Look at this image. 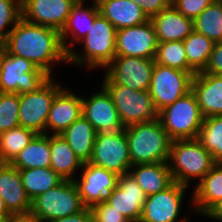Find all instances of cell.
I'll return each mask as SVG.
<instances>
[{
	"label": "cell",
	"mask_w": 222,
	"mask_h": 222,
	"mask_svg": "<svg viewBox=\"0 0 222 222\" xmlns=\"http://www.w3.org/2000/svg\"><path fill=\"white\" fill-rule=\"evenodd\" d=\"M150 20L158 42L183 41L194 31V20L183 16L173 5Z\"/></svg>",
	"instance_id": "22"
},
{
	"label": "cell",
	"mask_w": 222,
	"mask_h": 222,
	"mask_svg": "<svg viewBox=\"0 0 222 222\" xmlns=\"http://www.w3.org/2000/svg\"><path fill=\"white\" fill-rule=\"evenodd\" d=\"M146 194L130 173L118 176L117 185L106 203L129 222H139Z\"/></svg>",
	"instance_id": "18"
},
{
	"label": "cell",
	"mask_w": 222,
	"mask_h": 222,
	"mask_svg": "<svg viewBox=\"0 0 222 222\" xmlns=\"http://www.w3.org/2000/svg\"><path fill=\"white\" fill-rule=\"evenodd\" d=\"M22 18L26 21L61 30L64 28L68 15L75 0H20Z\"/></svg>",
	"instance_id": "16"
},
{
	"label": "cell",
	"mask_w": 222,
	"mask_h": 222,
	"mask_svg": "<svg viewBox=\"0 0 222 222\" xmlns=\"http://www.w3.org/2000/svg\"><path fill=\"white\" fill-rule=\"evenodd\" d=\"M157 47L158 39L151 20L117 30L116 56L155 59Z\"/></svg>",
	"instance_id": "14"
},
{
	"label": "cell",
	"mask_w": 222,
	"mask_h": 222,
	"mask_svg": "<svg viewBox=\"0 0 222 222\" xmlns=\"http://www.w3.org/2000/svg\"><path fill=\"white\" fill-rule=\"evenodd\" d=\"M131 164L169 162L172 140L158 118L124 128Z\"/></svg>",
	"instance_id": "2"
},
{
	"label": "cell",
	"mask_w": 222,
	"mask_h": 222,
	"mask_svg": "<svg viewBox=\"0 0 222 222\" xmlns=\"http://www.w3.org/2000/svg\"><path fill=\"white\" fill-rule=\"evenodd\" d=\"M117 29L101 14L93 22L92 28L83 40V55L74 51L68 53V62L87 67H107L116 56Z\"/></svg>",
	"instance_id": "6"
},
{
	"label": "cell",
	"mask_w": 222,
	"mask_h": 222,
	"mask_svg": "<svg viewBox=\"0 0 222 222\" xmlns=\"http://www.w3.org/2000/svg\"><path fill=\"white\" fill-rule=\"evenodd\" d=\"M0 197L12 214L31 210V200L23 186L20 170L10 163H0Z\"/></svg>",
	"instance_id": "19"
},
{
	"label": "cell",
	"mask_w": 222,
	"mask_h": 222,
	"mask_svg": "<svg viewBox=\"0 0 222 222\" xmlns=\"http://www.w3.org/2000/svg\"><path fill=\"white\" fill-rule=\"evenodd\" d=\"M51 168L64 180H74L73 174L83 163L60 135H50Z\"/></svg>",
	"instance_id": "29"
},
{
	"label": "cell",
	"mask_w": 222,
	"mask_h": 222,
	"mask_svg": "<svg viewBox=\"0 0 222 222\" xmlns=\"http://www.w3.org/2000/svg\"><path fill=\"white\" fill-rule=\"evenodd\" d=\"M5 222H43L31 212L11 214Z\"/></svg>",
	"instance_id": "43"
},
{
	"label": "cell",
	"mask_w": 222,
	"mask_h": 222,
	"mask_svg": "<svg viewBox=\"0 0 222 222\" xmlns=\"http://www.w3.org/2000/svg\"><path fill=\"white\" fill-rule=\"evenodd\" d=\"M50 78L41 88L19 94L20 126L36 134H47L46 122L55 95L63 88Z\"/></svg>",
	"instance_id": "11"
},
{
	"label": "cell",
	"mask_w": 222,
	"mask_h": 222,
	"mask_svg": "<svg viewBox=\"0 0 222 222\" xmlns=\"http://www.w3.org/2000/svg\"><path fill=\"white\" fill-rule=\"evenodd\" d=\"M19 126V94L1 92L0 134Z\"/></svg>",
	"instance_id": "36"
},
{
	"label": "cell",
	"mask_w": 222,
	"mask_h": 222,
	"mask_svg": "<svg viewBox=\"0 0 222 222\" xmlns=\"http://www.w3.org/2000/svg\"><path fill=\"white\" fill-rule=\"evenodd\" d=\"M82 116V97L62 88L54 97L48 119L46 130H53L54 135H60L74 121Z\"/></svg>",
	"instance_id": "20"
},
{
	"label": "cell",
	"mask_w": 222,
	"mask_h": 222,
	"mask_svg": "<svg viewBox=\"0 0 222 222\" xmlns=\"http://www.w3.org/2000/svg\"><path fill=\"white\" fill-rule=\"evenodd\" d=\"M194 189L195 211L205 215L222 199V163H215Z\"/></svg>",
	"instance_id": "26"
},
{
	"label": "cell",
	"mask_w": 222,
	"mask_h": 222,
	"mask_svg": "<svg viewBox=\"0 0 222 222\" xmlns=\"http://www.w3.org/2000/svg\"><path fill=\"white\" fill-rule=\"evenodd\" d=\"M20 175L26 194L31 201L63 180L51 167L20 170Z\"/></svg>",
	"instance_id": "30"
},
{
	"label": "cell",
	"mask_w": 222,
	"mask_h": 222,
	"mask_svg": "<svg viewBox=\"0 0 222 222\" xmlns=\"http://www.w3.org/2000/svg\"><path fill=\"white\" fill-rule=\"evenodd\" d=\"M10 164L19 170L51 167L50 133L37 134Z\"/></svg>",
	"instance_id": "28"
},
{
	"label": "cell",
	"mask_w": 222,
	"mask_h": 222,
	"mask_svg": "<svg viewBox=\"0 0 222 222\" xmlns=\"http://www.w3.org/2000/svg\"><path fill=\"white\" fill-rule=\"evenodd\" d=\"M103 81V87L111 96L124 128L158 118L148 90H133L113 82L107 75Z\"/></svg>",
	"instance_id": "7"
},
{
	"label": "cell",
	"mask_w": 222,
	"mask_h": 222,
	"mask_svg": "<svg viewBox=\"0 0 222 222\" xmlns=\"http://www.w3.org/2000/svg\"><path fill=\"white\" fill-rule=\"evenodd\" d=\"M3 47L10 54L33 62L50 75L53 62H68V54L58 30L26 21L22 17L11 29Z\"/></svg>",
	"instance_id": "1"
},
{
	"label": "cell",
	"mask_w": 222,
	"mask_h": 222,
	"mask_svg": "<svg viewBox=\"0 0 222 222\" xmlns=\"http://www.w3.org/2000/svg\"><path fill=\"white\" fill-rule=\"evenodd\" d=\"M204 216L222 222V199L216 205H214Z\"/></svg>",
	"instance_id": "44"
},
{
	"label": "cell",
	"mask_w": 222,
	"mask_h": 222,
	"mask_svg": "<svg viewBox=\"0 0 222 222\" xmlns=\"http://www.w3.org/2000/svg\"><path fill=\"white\" fill-rule=\"evenodd\" d=\"M214 0H172V5L186 18L195 20Z\"/></svg>",
	"instance_id": "38"
},
{
	"label": "cell",
	"mask_w": 222,
	"mask_h": 222,
	"mask_svg": "<svg viewBox=\"0 0 222 222\" xmlns=\"http://www.w3.org/2000/svg\"><path fill=\"white\" fill-rule=\"evenodd\" d=\"M203 73L222 76V42L214 44L213 51Z\"/></svg>",
	"instance_id": "41"
},
{
	"label": "cell",
	"mask_w": 222,
	"mask_h": 222,
	"mask_svg": "<svg viewBox=\"0 0 222 222\" xmlns=\"http://www.w3.org/2000/svg\"><path fill=\"white\" fill-rule=\"evenodd\" d=\"M169 161L174 182L187 187L190 179L201 181L215 164L211 153L197 139L173 140Z\"/></svg>",
	"instance_id": "3"
},
{
	"label": "cell",
	"mask_w": 222,
	"mask_h": 222,
	"mask_svg": "<svg viewBox=\"0 0 222 222\" xmlns=\"http://www.w3.org/2000/svg\"><path fill=\"white\" fill-rule=\"evenodd\" d=\"M158 119L173 140L197 139L204 116L195 93L191 90L173 104L158 112Z\"/></svg>",
	"instance_id": "5"
},
{
	"label": "cell",
	"mask_w": 222,
	"mask_h": 222,
	"mask_svg": "<svg viewBox=\"0 0 222 222\" xmlns=\"http://www.w3.org/2000/svg\"><path fill=\"white\" fill-rule=\"evenodd\" d=\"M48 222H93V214L91 208L85 207L82 211H79L75 214L50 220Z\"/></svg>",
	"instance_id": "42"
},
{
	"label": "cell",
	"mask_w": 222,
	"mask_h": 222,
	"mask_svg": "<svg viewBox=\"0 0 222 222\" xmlns=\"http://www.w3.org/2000/svg\"><path fill=\"white\" fill-rule=\"evenodd\" d=\"M155 63L182 71H193L188 65L183 41L158 42Z\"/></svg>",
	"instance_id": "35"
},
{
	"label": "cell",
	"mask_w": 222,
	"mask_h": 222,
	"mask_svg": "<svg viewBox=\"0 0 222 222\" xmlns=\"http://www.w3.org/2000/svg\"><path fill=\"white\" fill-rule=\"evenodd\" d=\"M102 88L88 99L82 97V116L92 124L97 133L123 130L124 126L112 98Z\"/></svg>",
	"instance_id": "17"
},
{
	"label": "cell",
	"mask_w": 222,
	"mask_h": 222,
	"mask_svg": "<svg viewBox=\"0 0 222 222\" xmlns=\"http://www.w3.org/2000/svg\"><path fill=\"white\" fill-rule=\"evenodd\" d=\"M214 1L219 2V3H222V0H214Z\"/></svg>",
	"instance_id": "48"
},
{
	"label": "cell",
	"mask_w": 222,
	"mask_h": 222,
	"mask_svg": "<svg viewBox=\"0 0 222 222\" xmlns=\"http://www.w3.org/2000/svg\"><path fill=\"white\" fill-rule=\"evenodd\" d=\"M137 4L151 19L156 14L160 13L162 10L170 7L172 5V0H131Z\"/></svg>",
	"instance_id": "40"
},
{
	"label": "cell",
	"mask_w": 222,
	"mask_h": 222,
	"mask_svg": "<svg viewBox=\"0 0 222 222\" xmlns=\"http://www.w3.org/2000/svg\"><path fill=\"white\" fill-rule=\"evenodd\" d=\"M195 74L194 71H182L155 63L148 91L156 111L159 112L190 92Z\"/></svg>",
	"instance_id": "9"
},
{
	"label": "cell",
	"mask_w": 222,
	"mask_h": 222,
	"mask_svg": "<svg viewBox=\"0 0 222 222\" xmlns=\"http://www.w3.org/2000/svg\"><path fill=\"white\" fill-rule=\"evenodd\" d=\"M155 59L115 56L106 75L115 83L136 91L149 90Z\"/></svg>",
	"instance_id": "12"
},
{
	"label": "cell",
	"mask_w": 222,
	"mask_h": 222,
	"mask_svg": "<svg viewBox=\"0 0 222 222\" xmlns=\"http://www.w3.org/2000/svg\"><path fill=\"white\" fill-rule=\"evenodd\" d=\"M97 4L100 14L117 30L141 25L150 20L131 0H99Z\"/></svg>",
	"instance_id": "23"
},
{
	"label": "cell",
	"mask_w": 222,
	"mask_h": 222,
	"mask_svg": "<svg viewBox=\"0 0 222 222\" xmlns=\"http://www.w3.org/2000/svg\"><path fill=\"white\" fill-rule=\"evenodd\" d=\"M130 169H133V171H129V173L146 196L164 191L174 183L169 163L137 164L131 166Z\"/></svg>",
	"instance_id": "24"
},
{
	"label": "cell",
	"mask_w": 222,
	"mask_h": 222,
	"mask_svg": "<svg viewBox=\"0 0 222 222\" xmlns=\"http://www.w3.org/2000/svg\"><path fill=\"white\" fill-rule=\"evenodd\" d=\"M89 163L121 176L132 166L125 130L97 133Z\"/></svg>",
	"instance_id": "10"
},
{
	"label": "cell",
	"mask_w": 222,
	"mask_h": 222,
	"mask_svg": "<svg viewBox=\"0 0 222 222\" xmlns=\"http://www.w3.org/2000/svg\"><path fill=\"white\" fill-rule=\"evenodd\" d=\"M189 67L195 72H203L206 68L214 42L195 30L183 40Z\"/></svg>",
	"instance_id": "31"
},
{
	"label": "cell",
	"mask_w": 222,
	"mask_h": 222,
	"mask_svg": "<svg viewBox=\"0 0 222 222\" xmlns=\"http://www.w3.org/2000/svg\"><path fill=\"white\" fill-rule=\"evenodd\" d=\"M197 140L211 153L215 163H222V115L204 118Z\"/></svg>",
	"instance_id": "33"
},
{
	"label": "cell",
	"mask_w": 222,
	"mask_h": 222,
	"mask_svg": "<svg viewBox=\"0 0 222 222\" xmlns=\"http://www.w3.org/2000/svg\"><path fill=\"white\" fill-rule=\"evenodd\" d=\"M80 181L74 179L79 195L86 208H92L96 204L106 202L117 185L118 176L109 170L83 163Z\"/></svg>",
	"instance_id": "13"
},
{
	"label": "cell",
	"mask_w": 222,
	"mask_h": 222,
	"mask_svg": "<svg viewBox=\"0 0 222 222\" xmlns=\"http://www.w3.org/2000/svg\"><path fill=\"white\" fill-rule=\"evenodd\" d=\"M96 134L97 132L92 124L81 116L60 136L68 143L78 159L82 163H86L92 158Z\"/></svg>",
	"instance_id": "27"
},
{
	"label": "cell",
	"mask_w": 222,
	"mask_h": 222,
	"mask_svg": "<svg viewBox=\"0 0 222 222\" xmlns=\"http://www.w3.org/2000/svg\"><path fill=\"white\" fill-rule=\"evenodd\" d=\"M192 91L204 118L222 115V76L196 73L192 79Z\"/></svg>",
	"instance_id": "21"
},
{
	"label": "cell",
	"mask_w": 222,
	"mask_h": 222,
	"mask_svg": "<svg viewBox=\"0 0 222 222\" xmlns=\"http://www.w3.org/2000/svg\"><path fill=\"white\" fill-rule=\"evenodd\" d=\"M22 17L20 0H0V47H2L11 32V29L17 24ZM12 28L4 30L7 25Z\"/></svg>",
	"instance_id": "37"
},
{
	"label": "cell",
	"mask_w": 222,
	"mask_h": 222,
	"mask_svg": "<svg viewBox=\"0 0 222 222\" xmlns=\"http://www.w3.org/2000/svg\"><path fill=\"white\" fill-rule=\"evenodd\" d=\"M12 213L7 209L4 200L0 197V218L7 219Z\"/></svg>",
	"instance_id": "45"
},
{
	"label": "cell",
	"mask_w": 222,
	"mask_h": 222,
	"mask_svg": "<svg viewBox=\"0 0 222 222\" xmlns=\"http://www.w3.org/2000/svg\"><path fill=\"white\" fill-rule=\"evenodd\" d=\"M185 189L187 186L174 182L166 190L147 196L139 222H176Z\"/></svg>",
	"instance_id": "15"
},
{
	"label": "cell",
	"mask_w": 222,
	"mask_h": 222,
	"mask_svg": "<svg viewBox=\"0 0 222 222\" xmlns=\"http://www.w3.org/2000/svg\"><path fill=\"white\" fill-rule=\"evenodd\" d=\"M93 222H129L125 216L113 209L106 202L96 204L91 208Z\"/></svg>",
	"instance_id": "39"
},
{
	"label": "cell",
	"mask_w": 222,
	"mask_h": 222,
	"mask_svg": "<svg viewBox=\"0 0 222 222\" xmlns=\"http://www.w3.org/2000/svg\"><path fill=\"white\" fill-rule=\"evenodd\" d=\"M85 208L74 180H62L57 186L31 201L30 212L43 222L75 214Z\"/></svg>",
	"instance_id": "8"
},
{
	"label": "cell",
	"mask_w": 222,
	"mask_h": 222,
	"mask_svg": "<svg viewBox=\"0 0 222 222\" xmlns=\"http://www.w3.org/2000/svg\"><path fill=\"white\" fill-rule=\"evenodd\" d=\"M76 2H83V0H75ZM94 2H98L99 0H93Z\"/></svg>",
	"instance_id": "46"
},
{
	"label": "cell",
	"mask_w": 222,
	"mask_h": 222,
	"mask_svg": "<svg viewBox=\"0 0 222 222\" xmlns=\"http://www.w3.org/2000/svg\"><path fill=\"white\" fill-rule=\"evenodd\" d=\"M194 30L214 43L222 42V3L212 2L194 20Z\"/></svg>",
	"instance_id": "34"
},
{
	"label": "cell",
	"mask_w": 222,
	"mask_h": 222,
	"mask_svg": "<svg viewBox=\"0 0 222 222\" xmlns=\"http://www.w3.org/2000/svg\"><path fill=\"white\" fill-rule=\"evenodd\" d=\"M5 221H6L5 219L0 218V222H5Z\"/></svg>",
	"instance_id": "47"
},
{
	"label": "cell",
	"mask_w": 222,
	"mask_h": 222,
	"mask_svg": "<svg viewBox=\"0 0 222 222\" xmlns=\"http://www.w3.org/2000/svg\"><path fill=\"white\" fill-rule=\"evenodd\" d=\"M37 134L22 126L0 134V163H11Z\"/></svg>",
	"instance_id": "32"
},
{
	"label": "cell",
	"mask_w": 222,
	"mask_h": 222,
	"mask_svg": "<svg viewBox=\"0 0 222 222\" xmlns=\"http://www.w3.org/2000/svg\"><path fill=\"white\" fill-rule=\"evenodd\" d=\"M100 14L98 4L93 3L92 7L83 9V2H76L68 15L67 22L60 32V38L65 52L68 54L72 49L74 43L71 41L70 45L65 42L67 36L81 42L89 33L90 28L93 26L94 19ZM77 32V33H76ZM81 33V35L79 33ZM70 33V34H69Z\"/></svg>",
	"instance_id": "25"
},
{
	"label": "cell",
	"mask_w": 222,
	"mask_h": 222,
	"mask_svg": "<svg viewBox=\"0 0 222 222\" xmlns=\"http://www.w3.org/2000/svg\"><path fill=\"white\" fill-rule=\"evenodd\" d=\"M51 75L26 58L0 47V87L2 93L24 94L41 88Z\"/></svg>",
	"instance_id": "4"
}]
</instances>
